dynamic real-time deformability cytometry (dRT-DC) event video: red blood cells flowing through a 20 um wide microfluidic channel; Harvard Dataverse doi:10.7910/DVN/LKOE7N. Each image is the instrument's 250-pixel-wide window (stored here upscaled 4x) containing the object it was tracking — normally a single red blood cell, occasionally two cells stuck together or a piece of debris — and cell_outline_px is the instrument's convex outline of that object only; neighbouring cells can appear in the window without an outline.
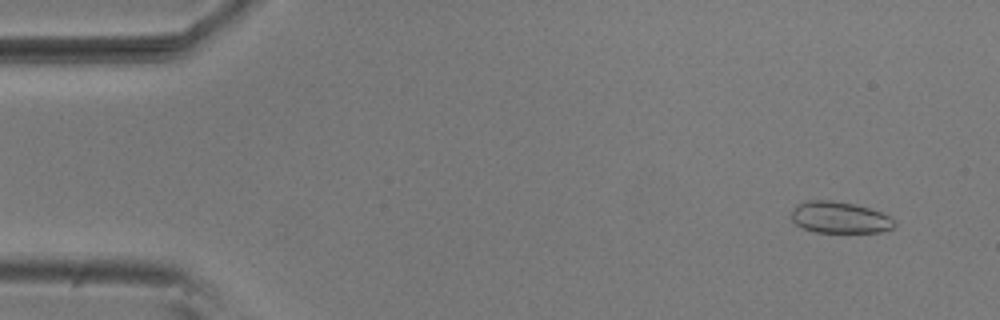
{"species": "common noctule bat (a hibernating species)", "species_latin": "Nyctalus noctula", "temperature_condition": "room temperature", "stored_images_in_passage": 54, "camera_frame_rate_fps": 3000, "um_per_image_px": 0.085, "animal": {"sex": "male", "body_mass_g": 20.5, "forearm_length_mm": 52.5}, "frame": {"image": 1, "passage_image": 4, "time_ms": 1.0, "image_size_px": [1000, 320], "cell_outline_px": [[896, 224], [892, 228], [880, 232], [816, 232], [804, 228], [796, 224], [792, 220], [792, 212], [796, 204], [804, 200], [832, 200], [852, 204], [868, 208], [880, 212], [896, 220]], "centroid_in_image_um": [71.36, 18.48], "position_along_channel_um": 13.6, "area_um2": 18.84}}
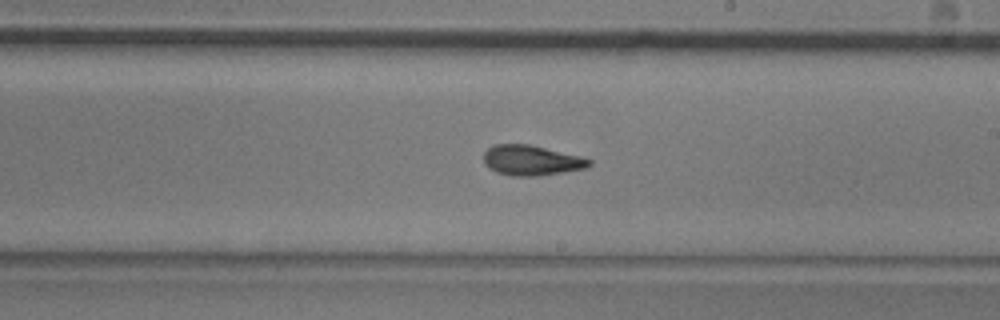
{"frame": {"image": 2, "passage_image": 31, "time_ms": 10.0, "image_size_px": [1000, 320], "cell_outline_px": [[592, 164], [588, 168], [564, 172], [536, 176], [512, 176], [496, 172], [488, 168], [484, 164], [484, 152], [492, 144], [528, 144], [580, 156], [592, 160]], "centroid_in_image_um": [45.16, 13.63], "position_along_channel_um": 243.8, "area_um2": 18.67}}
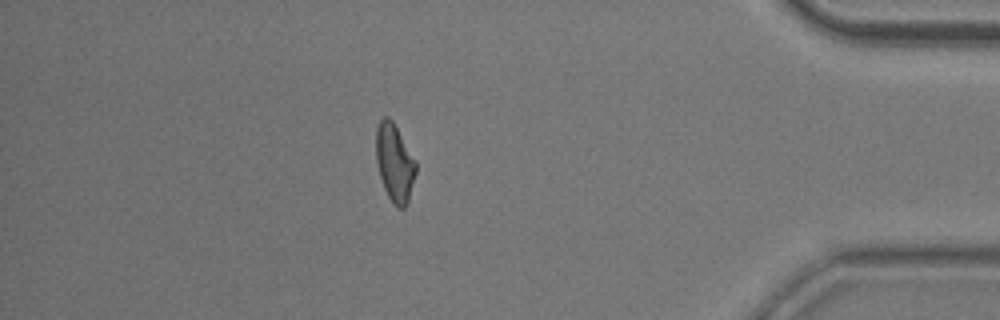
{"frame": {"image": 3, "passage_image": 47, "time_ms": 15.333, "image_size_px": [1000, 320], "cell_outline_px": [[416, 172], [408, 204], [404, 208], [396, 208], [392, 204], [384, 188], [380, 176], [376, 160], [376, 128], [380, 120], [384, 116], [388, 116], [392, 120], [416, 160]], "centroid_in_image_um": [33.55, 13.86], "position_along_channel_um": 401.7, "area_um2": 18.21}, "authors_computed_cell_mechanics": {"area_um2": 18.5249, "velocity_mm_per_s": 3.7326, "shape_relaxation_time_tau1_ms": 6.2379, "shape_relaxation_time_tau2_ms": 2.6682, "deformation_change_tau1": 0.1733, "deformation_change_tau2": 0.0934}}